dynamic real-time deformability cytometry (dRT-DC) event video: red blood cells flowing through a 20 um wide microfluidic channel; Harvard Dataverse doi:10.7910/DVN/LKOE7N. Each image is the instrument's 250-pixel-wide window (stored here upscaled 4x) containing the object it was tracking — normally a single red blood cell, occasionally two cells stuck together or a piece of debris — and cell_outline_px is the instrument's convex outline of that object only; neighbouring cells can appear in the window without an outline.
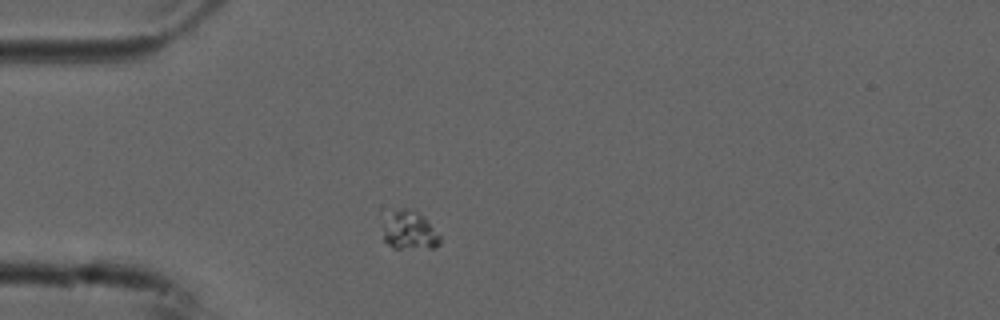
{"species": "common noctule bat (a hibernating species)", "species_latin": "Nyctalus noctula", "temperature_condition": "cold", "stored_images_in_passage": 1, "camera_frame_rate_fps": 3000, "um_per_image_px": 0.085, "animal": {"sex": "male", "forearm_length_mm": 52.5}, "frame": {"image": 1, "passage_image": 1, "time_ms": 0.0, "image_size_px": [1000, 320], "cell_outline_px": [[440, 244], [436, 248], [392, 248], [384, 240], [384, 224], [400, 208], [404, 208], [420, 212], [428, 220], [440, 236]], "centroid_in_image_um": [34.88, 19.63], "position_along_channel_um": 50.1, "area_um2": 12.54}}